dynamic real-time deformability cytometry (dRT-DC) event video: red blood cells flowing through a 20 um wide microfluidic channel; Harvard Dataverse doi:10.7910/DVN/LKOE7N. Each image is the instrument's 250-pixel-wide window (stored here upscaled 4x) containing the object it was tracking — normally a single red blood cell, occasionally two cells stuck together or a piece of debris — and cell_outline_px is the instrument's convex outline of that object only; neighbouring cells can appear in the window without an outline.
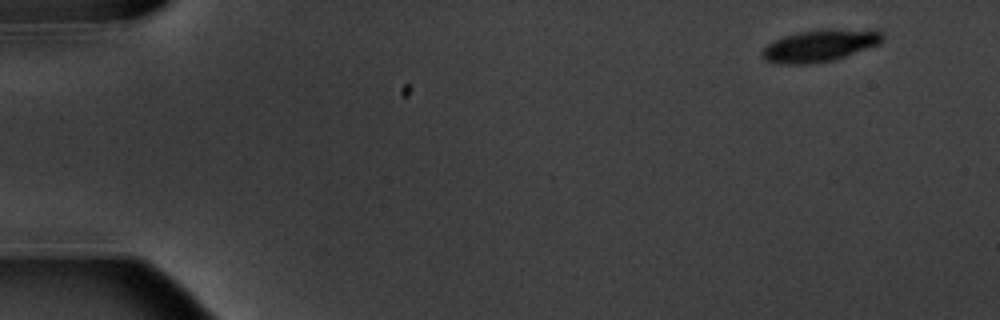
{"species": "common noctule bat (a hibernating species)", "species_latin": "Nyctalus noctula", "temperature_condition": "warm", "stored_images_in_passage": 5, "camera_frame_rate_fps": 3000, "um_per_image_px": 0.085, "animal": {"sex": "male", "body_mass_g": 20.1, "forearm_length_mm": 53.5}, "frame": {"image": 1, "passage_image": 1, "time_ms": 0.0, "image_size_px": [1000, 320], "cell_outline_px": [[884, 40], [880, 44], [832, 60], [808, 64], [784, 64], [768, 60], [760, 52], [768, 44], [784, 36], [796, 32], [820, 28], [832, 28], [880, 32], [884, 36]], "centroid_in_image_um": [69.69, 3.86], "position_along_channel_um": 15.3, "area_um2": 22.14}}
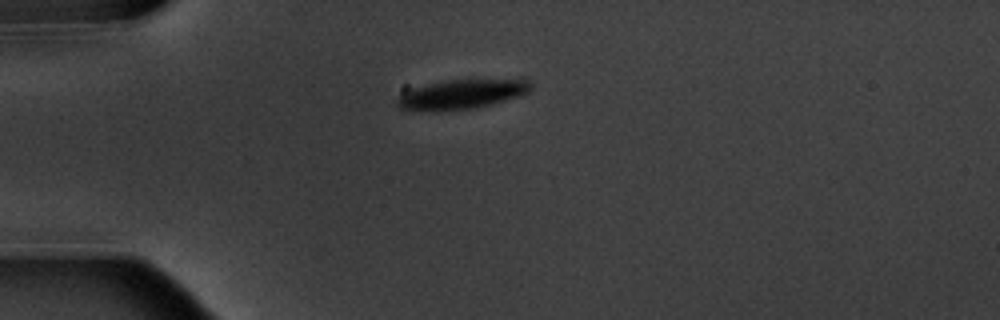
{"frame": {"image": 2, "passage_image": 4, "time_ms": 3.667, "image_size_px": [1000, 320], "cell_outline_px": [[532, 88], [528, 92], [492, 104], [472, 108], [400, 108], [396, 104], [396, 96], [400, 88], [444, 80], [524, 76], [532, 84]], "centroid_in_image_um": [39.29, 7.88], "position_along_channel_um": 45.7, "area_um2": 23.58}}